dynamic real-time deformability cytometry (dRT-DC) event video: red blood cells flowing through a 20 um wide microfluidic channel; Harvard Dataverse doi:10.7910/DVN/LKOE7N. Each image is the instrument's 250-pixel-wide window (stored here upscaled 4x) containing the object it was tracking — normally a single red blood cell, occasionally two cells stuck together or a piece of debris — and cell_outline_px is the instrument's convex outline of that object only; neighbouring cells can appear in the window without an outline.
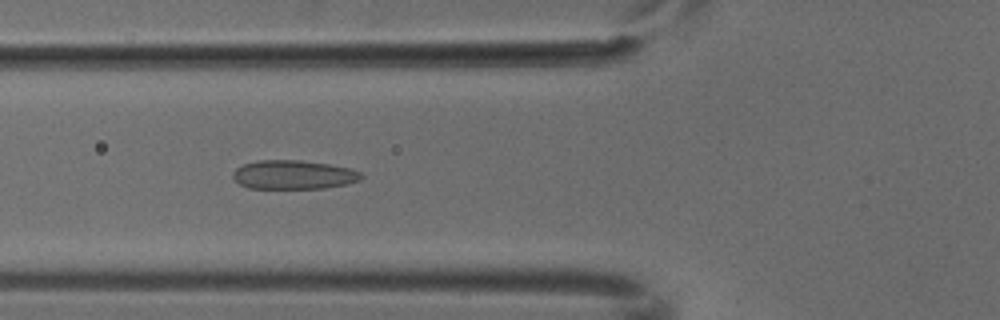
{"species": "common noctule bat (a hibernating species)", "species_latin": "Nyctalus noctula", "temperature_condition": "cold", "stored_images_in_passage": 5, "camera_frame_rate_fps": 3000, "um_per_image_px": 0.085, "animal": {"sex": "male", "body_mass_g": 18.8}, "frame": {"image": 1, "passage_image": 4, "time_ms": 1.0, "image_size_px": [1000, 320], "cell_outline_px": [[364, 176], [360, 180], [348, 184], [324, 188], [248, 188], [240, 184], [232, 176], [232, 172], [236, 168], [244, 164], [260, 160], [300, 160], [328, 164], [348, 168], [360, 172]], "centroid_in_image_um": [24.95, 14.85], "position_along_channel_um": 100.8, "area_um2": 21.56}}
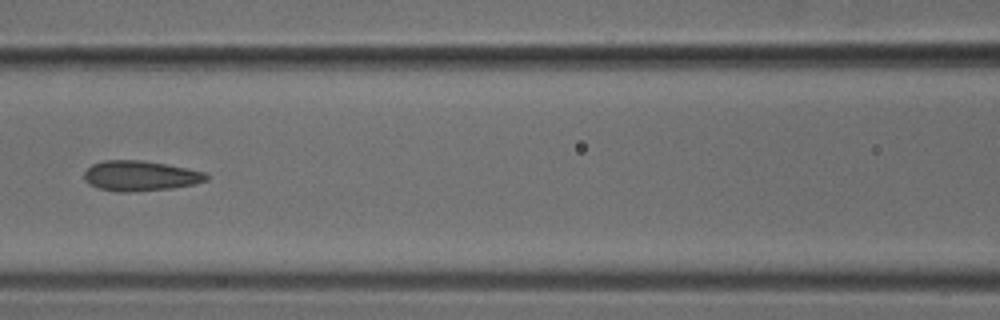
{"frame": {"image": 2, "passage_image": 5, "time_ms": 1.333, "image_size_px": [1000, 320], "cell_outline_px": [[208, 180], [196, 184], [172, 188], [128, 192], [116, 192], [100, 188], [88, 184], [84, 180], [84, 172], [92, 164], [104, 160], [144, 160], [188, 168], [204, 172], [208, 176]], "centroid_in_image_um": [11.92, 14.94], "position_along_channel_um": 154.7, "area_um2": 21.62}}